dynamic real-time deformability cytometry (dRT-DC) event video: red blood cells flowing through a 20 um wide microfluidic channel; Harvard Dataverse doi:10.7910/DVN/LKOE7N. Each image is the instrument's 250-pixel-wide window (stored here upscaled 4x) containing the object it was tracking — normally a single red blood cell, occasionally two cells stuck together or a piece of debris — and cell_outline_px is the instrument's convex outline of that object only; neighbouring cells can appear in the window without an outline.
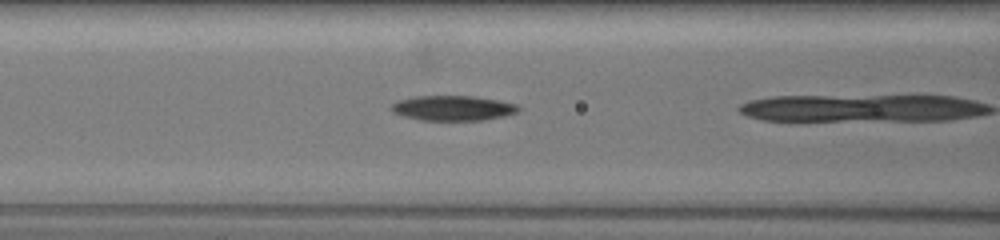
{"species": "common noctule bat (a hibernating species)", "species_latin": "Nyctalus noctula", "temperature_condition": "warm", "stored_images_in_passage": 5, "camera_frame_rate_fps": 3000, "um_per_image_px": 0.085, "animal": {"sex": "female", "body_mass_g": 19.5, "forearm_length_mm": 54.1}, "frame": {"image": 1, "passage_image": 4, "time_ms": 1.333, "image_size_px": [1000, 240], "cell_outline_px": [[520, 108], [516, 112], [504, 116], [484, 120], [420, 120], [404, 116], [392, 112], [392, 104], [400, 100], [416, 96], [472, 96], [500, 100], [516, 104]], "centroid_in_image_um": [38.51, 9.19], "position_along_channel_um": 128.1, "area_um2": 18.38}}